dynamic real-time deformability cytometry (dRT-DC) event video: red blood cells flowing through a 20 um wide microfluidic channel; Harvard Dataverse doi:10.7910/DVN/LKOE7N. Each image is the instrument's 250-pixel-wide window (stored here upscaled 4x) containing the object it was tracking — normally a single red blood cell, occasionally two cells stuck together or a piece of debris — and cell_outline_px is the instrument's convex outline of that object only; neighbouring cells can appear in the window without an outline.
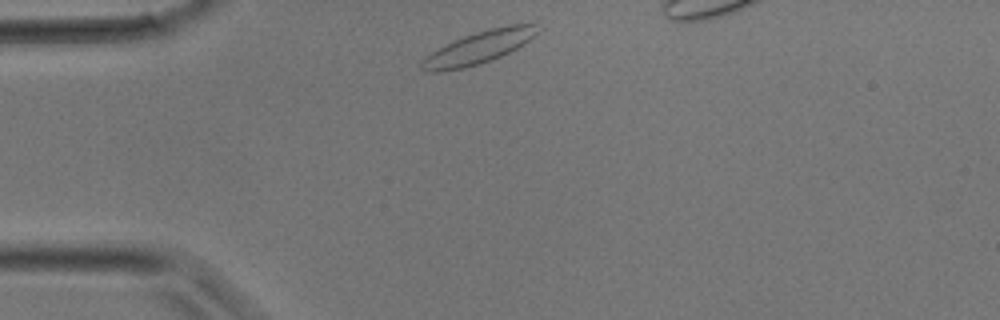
{"species": "common noctule bat (a hibernating species)", "species_latin": "Nyctalus noctula", "temperature_condition": "room temperature", "stored_images_in_passage": 24, "camera_frame_rate_fps": 3000, "um_per_image_px": 0.085, "animal": {"sex": "male", "body_mass_g": 17.9}, "frame": {"image": 1, "passage_image": 1, "time_ms": 0.0, "image_size_px": [1000, 320], "cell_outline_px": [[540, 32], [524, 44], [500, 56], [480, 64], [464, 68], [440, 72], [428, 72], [420, 68], [420, 64], [432, 52], [464, 36], [488, 28], [508, 24], [536, 20]], "centroid_in_image_um": [40.82, 3.99], "position_along_channel_um": 44.2, "area_um2": 22.08}}
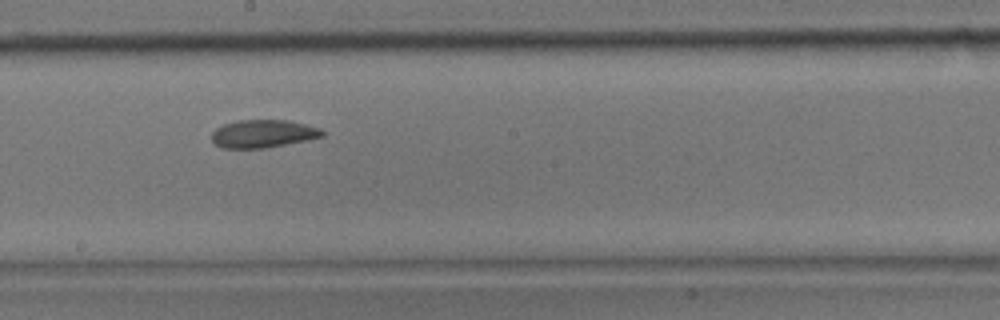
{"frame": {"image": 2, "passage_image": 12, "time_ms": 3.667, "image_size_px": [1000, 320], "cell_outline_px": [[324, 136], [308, 140], [264, 148], [220, 148], [212, 140], [212, 132], [216, 128], [224, 124], [240, 120], [288, 120], [320, 128], [324, 132]], "centroid_in_image_um": [22.36, 11.37], "position_along_channel_um": 225.8, "area_um2": 17.92}}
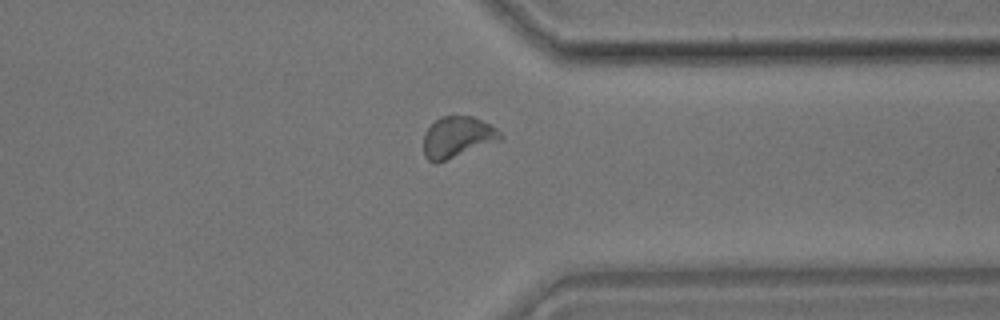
{"frame": {"image": 3, "passage_image": 20, "time_ms": 6.333, "image_size_px": [1000, 320], "cell_outline_px": [[504, 136], [500, 140], [436, 164], [428, 160], [424, 156], [424, 132], [440, 116], [472, 116], [496, 128]], "centroid_in_image_um": [38.85, 11.66], "position_along_channel_um": 372.5, "area_um2": 18.26}}